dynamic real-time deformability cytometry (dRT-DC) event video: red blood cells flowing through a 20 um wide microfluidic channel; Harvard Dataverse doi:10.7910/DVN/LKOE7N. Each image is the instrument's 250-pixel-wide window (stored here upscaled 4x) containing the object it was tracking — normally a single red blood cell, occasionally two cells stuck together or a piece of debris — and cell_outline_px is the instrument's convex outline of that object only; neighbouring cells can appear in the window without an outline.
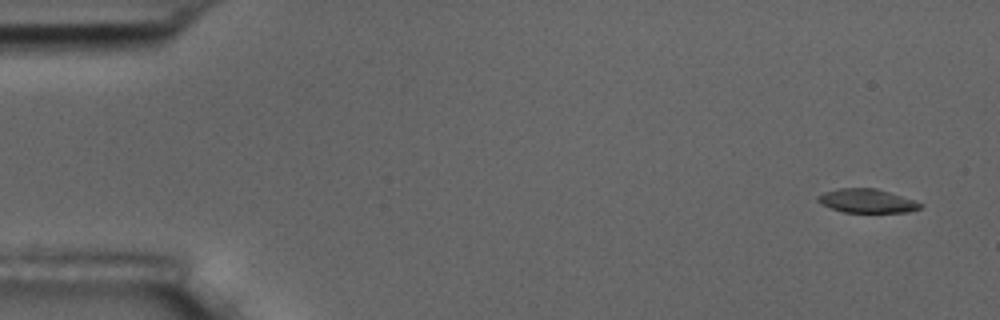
{"species": "common noctule bat (a hibernating species)", "species_latin": "Nyctalus noctula", "temperature_condition": "room temperature", "stored_images_in_passage": 5, "camera_frame_rate_fps": 3000, "um_per_image_px": 0.085, "animal": {"sex": "male", "body_mass_g": 17.5, "forearm_length_mm": 52.3}, "frame": {"image": 1, "passage_image": 1, "time_ms": 0.0, "image_size_px": [1000, 320], "cell_outline_px": [[924, 204], [920, 208], [908, 212], [844, 212], [820, 204], [816, 200], [816, 196], [824, 192], [840, 188], [876, 188]], "centroid_in_image_um": [73.64, 17.07], "position_along_channel_um": 11.4, "area_um2": 14.05}}
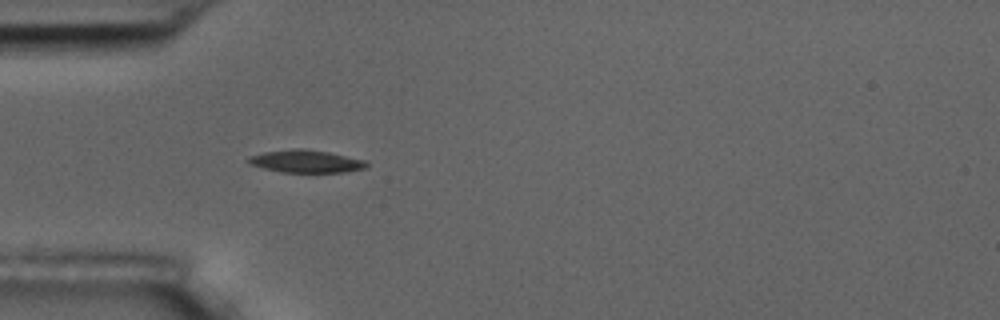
{"frame": {"image": 2, "passage_image": 5, "time_ms": 4.667, "image_size_px": [1000, 320], "cell_outline_px": [[368, 168], [344, 172], [284, 172], [264, 168], [248, 164], [244, 160], [248, 156], [264, 152], [292, 148], [304, 148], [328, 152], [364, 160], [368, 164]], "centroid_in_image_um": [25.96, 13.7], "position_along_channel_um": 59.0, "area_um2": 15.66}}